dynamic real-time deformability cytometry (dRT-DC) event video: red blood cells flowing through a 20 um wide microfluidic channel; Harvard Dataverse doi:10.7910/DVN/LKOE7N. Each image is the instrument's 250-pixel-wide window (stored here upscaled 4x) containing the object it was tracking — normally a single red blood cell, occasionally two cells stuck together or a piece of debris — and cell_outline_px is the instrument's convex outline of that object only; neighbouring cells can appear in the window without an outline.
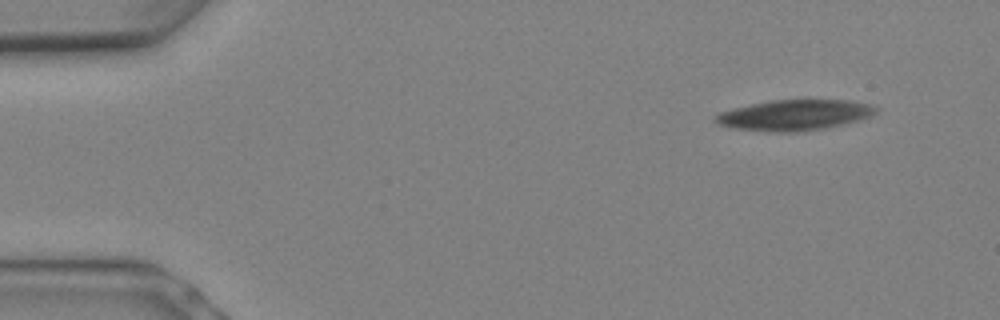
{"species": "Egyptian fruit bat (a non-hibernating species)", "species_latin": "Rousettus aegyptiacus", "temperature_condition": "warm", "stored_images_in_passage": 7, "camera_frame_rate_fps": 3000, "um_per_image_px": 0.085, "animal": {"sex": "female"}, "frame": {"image": 1, "passage_image": 1, "time_ms": 0.0, "image_size_px": [1000, 320], "cell_outline_px": [[876, 112], [872, 116], [860, 120], [844, 124], [824, 128], [796, 132], [764, 132], [732, 128], [716, 124], [712, 120], [712, 116], [720, 112], [752, 104], [772, 100], [848, 100], [868, 104], [876, 108]], "centroid_in_image_um": [67.47, 9.8], "position_along_channel_um": 17.5, "area_um2": 28.73}}
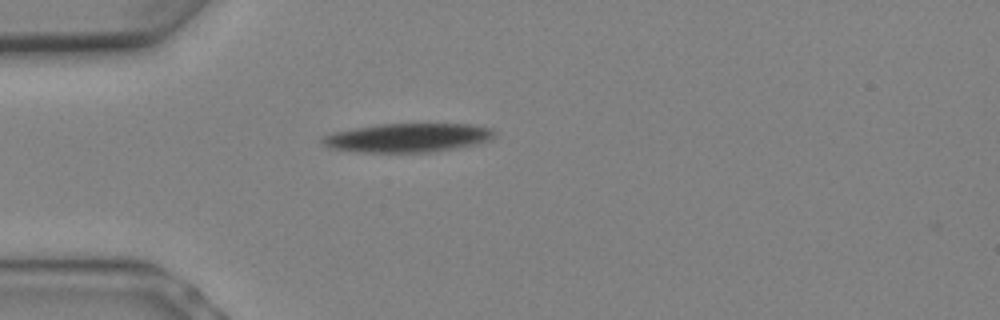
{"frame": {"image": 2, "passage_image": 5, "time_ms": 1.333, "image_size_px": [1000, 320], "cell_outline_px": [[496, 136], [492, 140], [476, 144], [456, 148], [432, 152], [360, 152], [328, 148], [320, 140], [320, 136], [332, 132], [380, 124], [472, 124], [492, 128], [496, 132]], "centroid_in_image_um": [34.68, 11.71], "position_along_channel_um": 50.3, "area_um2": 29.19}}
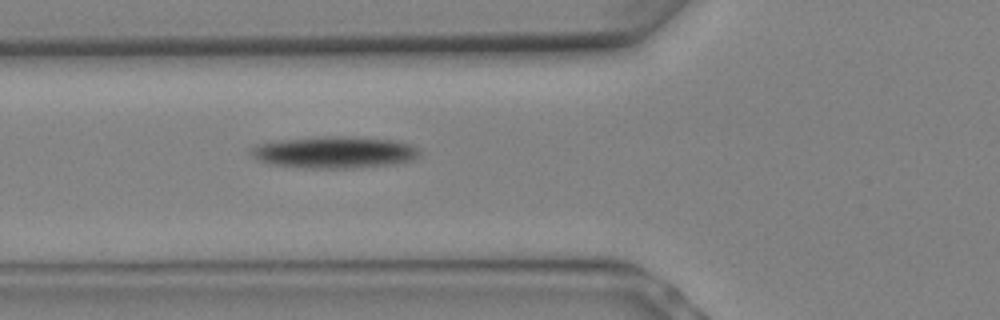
{"frame": {"image": 3, "passage_image": 7, "time_ms": 2.0, "image_size_px": [1000, 320], "cell_outline_px": [[420, 156], [412, 160], [400, 164], [356, 168], [300, 168], [268, 164], [256, 160], [248, 152], [248, 148], [256, 144], [280, 140], [324, 136], [340, 136], [400, 140], [412, 144], [420, 148]], "centroid_in_image_um": [28.44, 12.95], "position_along_channel_um": 97.4, "area_um2": 32.14}}